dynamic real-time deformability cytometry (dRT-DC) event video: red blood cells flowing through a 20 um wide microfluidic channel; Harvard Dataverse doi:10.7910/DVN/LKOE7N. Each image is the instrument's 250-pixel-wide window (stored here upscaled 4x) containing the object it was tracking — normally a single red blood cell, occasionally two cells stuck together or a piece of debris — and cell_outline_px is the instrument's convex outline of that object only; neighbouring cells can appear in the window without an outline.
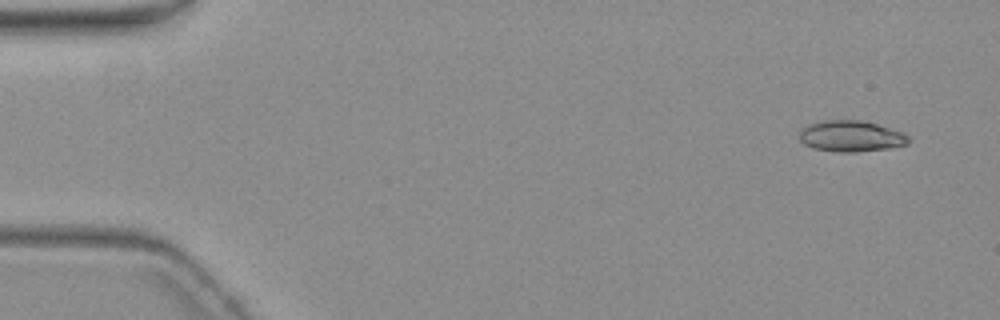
{"species": "common noctule bat (a hibernating species)", "species_latin": "Nyctalus noctula", "temperature_condition": "warm", "stored_images_in_passage": 4, "camera_frame_rate_fps": 3000, "um_per_image_px": 0.085, "animal": {"sex": "female", "body_mass_g": 19.3, "forearm_length_mm": 54.1}, "frame": {"image": 1, "passage_image": 1, "time_ms": 0.0, "image_size_px": [1000, 320], "cell_outline_px": [[912, 140], [908, 144], [888, 148], [856, 152], [836, 152], [812, 148], [804, 144], [800, 140], [800, 128], [808, 124], [824, 120], [860, 120], [876, 124], [900, 132], [908, 136]], "centroid_in_image_um": [72.3, 11.58], "position_along_channel_um": 12.7, "area_um2": 19.77}}